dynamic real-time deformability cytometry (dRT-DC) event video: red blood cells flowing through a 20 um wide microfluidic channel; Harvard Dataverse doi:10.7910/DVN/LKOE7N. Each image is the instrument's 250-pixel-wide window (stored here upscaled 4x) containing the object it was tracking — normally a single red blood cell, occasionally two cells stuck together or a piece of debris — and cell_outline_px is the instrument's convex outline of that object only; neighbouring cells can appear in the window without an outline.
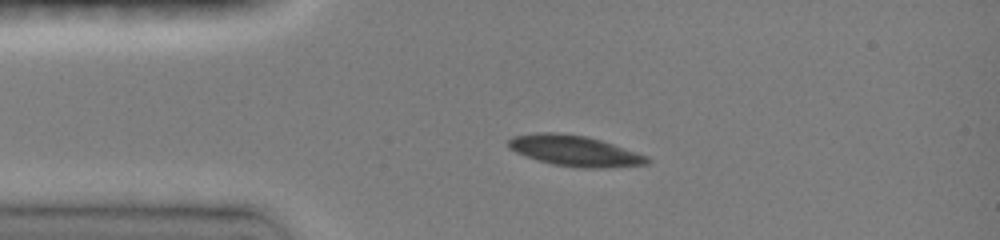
{"species": "common noctule bat (a hibernating species)", "species_latin": "Nyctalus noctula", "temperature_condition": "room temperature", "stored_images_in_passage": 2, "camera_frame_rate_fps": 3000, "um_per_image_px": 0.085, "animal": {"sex": "female", "body_mass_g": 19.0, "forearm_length_mm": 51.5}, "frame": {"image": 1, "passage_image": 1, "time_ms": 0.0, "image_size_px": [1000, 240], "cell_outline_px": [[652, 160], [648, 164], [604, 168], [580, 168], [552, 164], [536, 160], [524, 156], [508, 148], [508, 140], [512, 136], [536, 132], [556, 132], [584, 136], [600, 140], [648, 156]], "centroid_in_image_um": [48.81, 12.82], "position_along_channel_um": 36.2, "area_um2": 24.91}}